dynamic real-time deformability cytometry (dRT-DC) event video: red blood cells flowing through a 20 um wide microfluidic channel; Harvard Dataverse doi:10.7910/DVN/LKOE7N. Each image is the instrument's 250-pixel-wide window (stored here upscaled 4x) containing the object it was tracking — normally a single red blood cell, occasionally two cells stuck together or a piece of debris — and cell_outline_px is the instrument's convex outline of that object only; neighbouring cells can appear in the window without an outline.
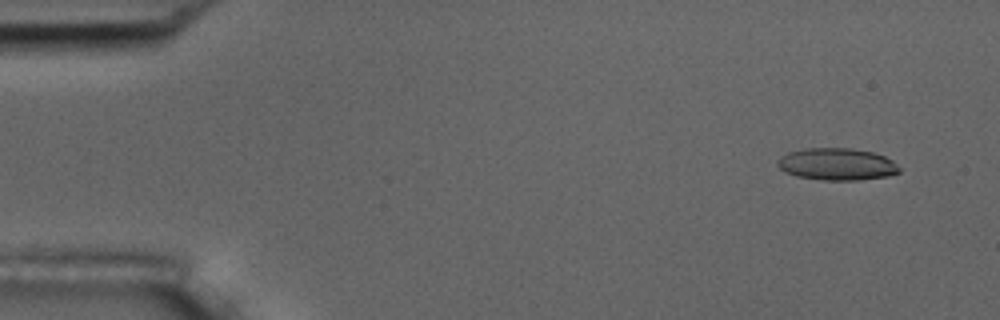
{"species": "common noctule bat (a hibernating species)", "species_latin": "Nyctalus noctula", "temperature_condition": "room temperature", "stored_images_in_passage": 8, "camera_frame_rate_fps": 3000, "um_per_image_px": 0.085, "animal": {"sex": "male", "body_mass_g": 17.5, "forearm_length_mm": 52.3}, "frame": {"image": 1, "passage_image": 1, "time_ms": 0.0, "image_size_px": [1000, 320], "cell_outline_px": [[900, 172], [888, 176], [860, 180], [820, 180], [796, 176], [784, 172], [776, 164], [776, 160], [780, 156], [788, 152], [804, 148], [852, 148], [872, 152], [884, 156], [892, 160], [900, 168]], "centroid_in_image_um": [71.11, 13.96], "position_along_channel_um": 13.9, "area_um2": 23.0}}
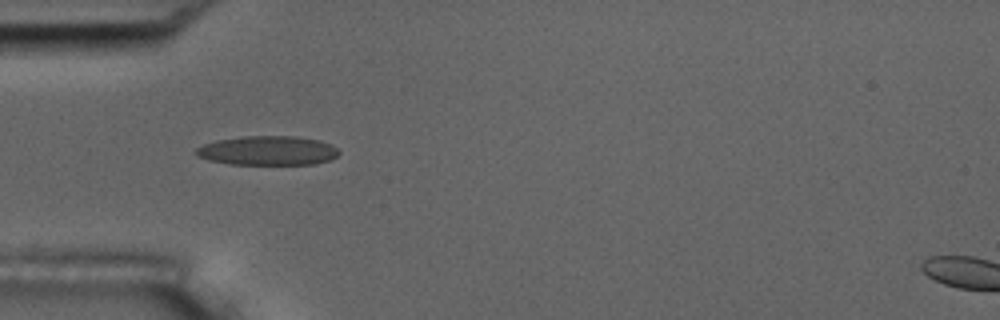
{"frame": {"image": 2, "passage_image": 5, "time_ms": 4.333, "image_size_px": [1000, 320], "cell_outline_px": [[340, 152], [336, 156], [328, 160], [316, 164], [228, 164], [208, 160], [196, 156], [196, 148], [204, 144], [216, 140], [244, 136], [296, 136], [320, 140], [332, 144]], "centroid_in_image_um": [22.75, 12.8], "position_along_channel_um": 62.2, "area_um2": 24.45}}
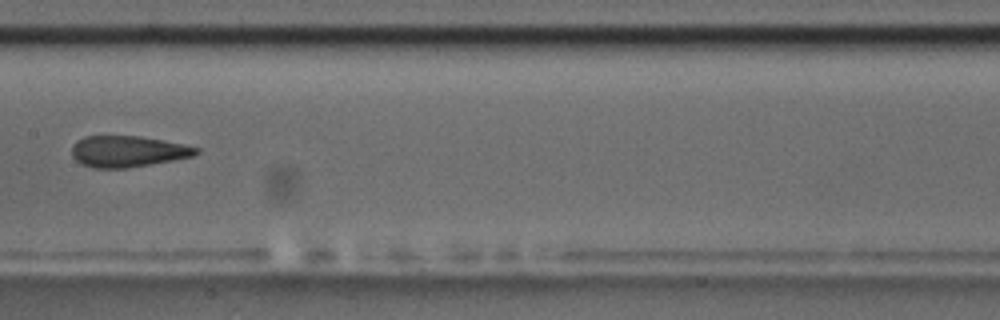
{"frame": {"image": 3, "passage_image": 8, "time_ms": 8.0, "image_size_px": [1000, 320], "cell_outline_px": [[200, 152], [192, 156], [172, 160], [128, 168], [92, 168], [80, 164], [72, 156], [72, 144], [76, 140], [84, 136], [140, 136], [164, 140], [184, 144], [200, 148]], "centroid_in_image_um": [10.83, 12.86], "position_along_channel_um": 196.6, "area_um2": 22.77}}